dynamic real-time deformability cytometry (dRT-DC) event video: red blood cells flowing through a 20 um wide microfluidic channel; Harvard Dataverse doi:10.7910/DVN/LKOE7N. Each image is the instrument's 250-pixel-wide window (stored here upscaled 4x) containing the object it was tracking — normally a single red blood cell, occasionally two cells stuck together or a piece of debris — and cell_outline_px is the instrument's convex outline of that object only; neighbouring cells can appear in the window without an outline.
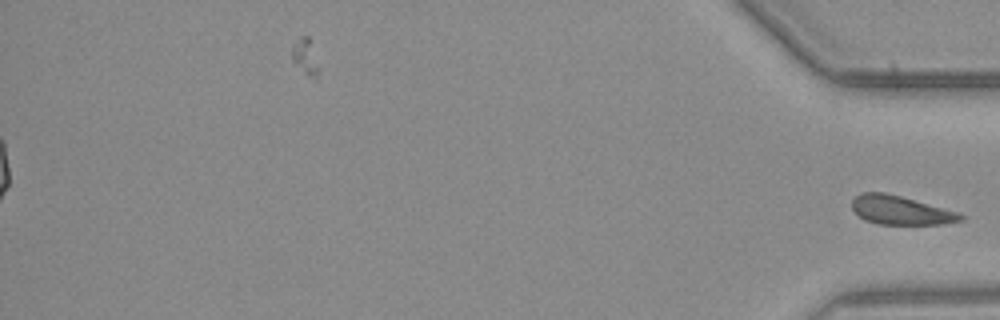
{"species": "common noctule bat (a hibernating species)", "species_latin": "Nyctalus noctula", "temperature_condition": "warm", "stored_images_in_passage": 43, "segment_of_instrument_passage": [2, 2], "camera_frame_rate_fps": 3000, "um_per_image_px": 0.085, "animal": {"sex": "male", "body_mass_g": 23.1, "forearm_length_mm": 52.7}, "frame": {"image": 1, "passage_image": 43, "time_ms": 14.0, "image_size_px": [1000, 320], "cell_outline_px": [[964, 220], [944, 224], [880, 224], [864, 220], [852, 212], [852, 200], [860, 192], [884, 192], [900, 196], [960, 212], [964, 216]], "centroid_in_image_um": [76.54, 17.87], "position_along_channel_um": 358.7, "area_um2": 18.38}}